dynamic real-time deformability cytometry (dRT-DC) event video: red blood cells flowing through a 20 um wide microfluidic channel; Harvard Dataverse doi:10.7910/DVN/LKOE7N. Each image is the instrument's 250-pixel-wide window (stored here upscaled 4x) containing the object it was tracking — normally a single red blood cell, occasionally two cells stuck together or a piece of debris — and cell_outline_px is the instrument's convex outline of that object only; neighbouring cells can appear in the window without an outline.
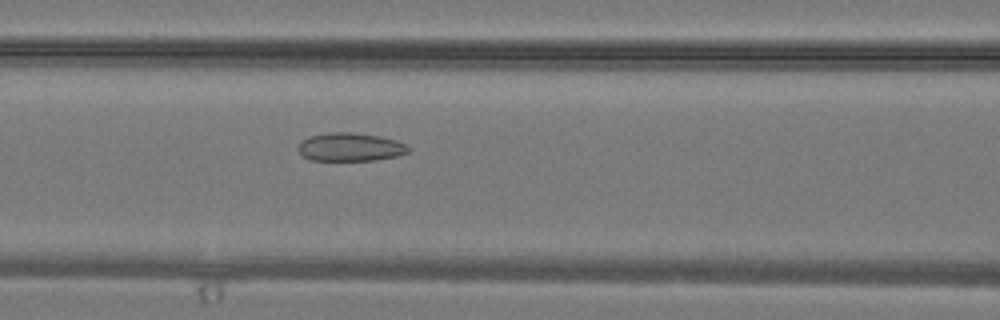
{"species": "common noctule bat (a hibernating species)", "species_latin": "Nyctalus noctula", "temperature_condition": "warm", "stored_images_in_passage": 30, "camera_frame_rate_fps": 3000, "um_per_image_px": 0.085, "animal": {"sex": "male", "body_mass_g": 19.2, "forearm_length_mm": 51.8}, "frame": {"image": 1, "passage_image": 16, "time_ms": 5.0, "image_size_px": [1000, 320], "cell_outline_px": [[412, 148], [408, 152], [400, 156], [376, 160], [308, 160], [300, 156], [296, 148], [300, 140], [308, 136], [332, 132], [352, 132], [380, 136], [396, 140], [408, 144]], "centroid_in_image_um": [29.76, 12.5], "position_along_channel_um": 136.8, "area_um2": 18.73}}
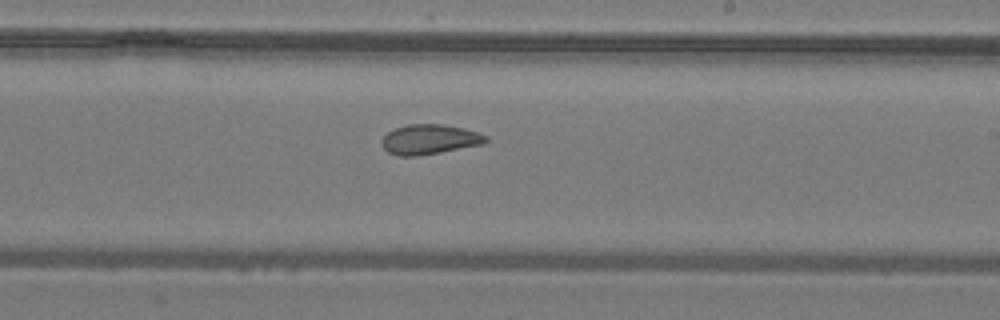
{"frame": {"image": 2, "passage_image": 22, "time_ms": 7.0, "image_size_px": [1000, 320], "cell_outline_px": [[488, 140], [484, 144], [440, 152], [416, 156], [400, 156], [388, 152], [384, 148], [384, 136], [392, 128], [408, 124], [440, 124], [464, 128], [488, 136]], "centroid_in_image_um": [36.53, 11.84], "position_along_channel_um": 252.5, "area_um2": 17.98}}
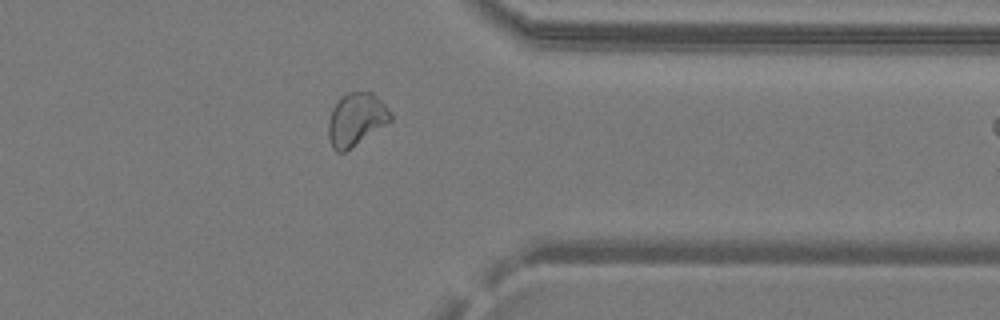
{"frame": {"image": 3, "passage_image": 29, "time_ms": 9.333, "image_size_px": [1000, 320], "cell_outline_px": [[392, 120], [344, 152], [336, 152], [332, 148], [328, 136], [328, 120], [332, 108], [340, 96], [348, 92], [372, 92], [384, 104], [392, 116]], "centroid_in_image_um": [30.23, 10.14], "position_along_channel_um": 381.2, "area_um2": 18.96}}